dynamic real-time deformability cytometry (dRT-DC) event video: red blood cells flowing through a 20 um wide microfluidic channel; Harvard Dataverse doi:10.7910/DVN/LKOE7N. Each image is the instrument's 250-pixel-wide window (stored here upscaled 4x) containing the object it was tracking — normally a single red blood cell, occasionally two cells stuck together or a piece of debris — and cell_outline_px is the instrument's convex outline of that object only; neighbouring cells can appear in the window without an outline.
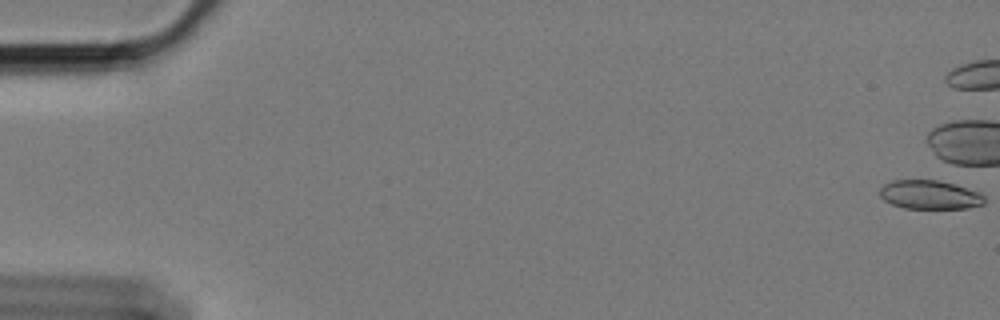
{"species": "Egyptian fruit bat (a non-hibernating species)", "species_latin": "Rousettus aegyptiacus", "temperature_condition": "cold", "stored_images_in_passage": 3, "camera_frame_rate_fps": 3000, "um_per_image_px": 0.085, "animal": {"sex": "female"}, "frame": {"image": 1, "passage_image": 1, "time_ms": 0.0, "image_size_px": [1000, 320], "cell_outline_px": [[984, 204], [968, 208], [904, 208], [892, 204], [884, 200], [880, 196], [880, 188], [884, 184], [892, 180], [940, 180], [980, 192], [984, 196]], "centroid_in_image_um": [79.02, 16.55], "position_along_channel_um": 6.0, "area_um2": 17.57}}